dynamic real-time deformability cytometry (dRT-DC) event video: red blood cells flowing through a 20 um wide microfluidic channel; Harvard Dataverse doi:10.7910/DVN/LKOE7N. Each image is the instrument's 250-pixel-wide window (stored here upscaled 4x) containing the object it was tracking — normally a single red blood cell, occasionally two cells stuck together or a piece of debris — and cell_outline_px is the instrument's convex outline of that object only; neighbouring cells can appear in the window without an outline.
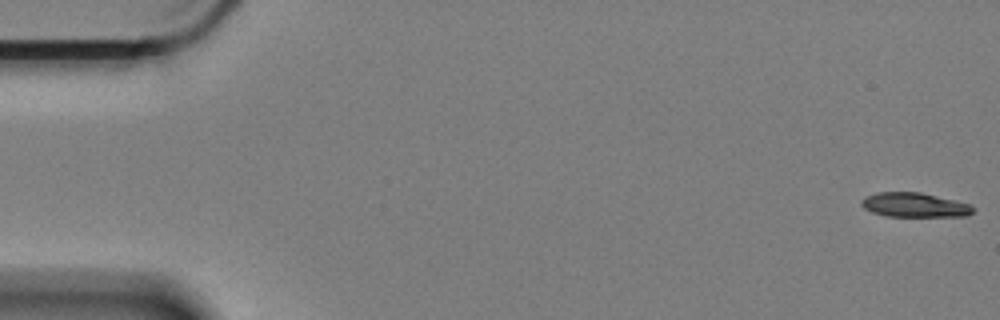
{"species": "Egyptian fruit bat (a non-hibernating species)", "species_latin": "Rousettus aegyptiacus", "temperature_condition": "cold", "stored_images_in_passage": 16, "camera_frame_rate_fps": 3000, "um_per_image_px": 0.085, "animal": {"sex": "female"}, "frame": {"image": 1, "passage_image": 1, "time_ms": 0.0, "image_size_px": [1000, 320], "cell_outline_px": [[976, 208], [968, 216], [884, 216], [872, 212], [864, 208], [860, 204], [860, 200], [864, 196], [876, 192], [920, 192], [968, 204]], "centroid_in_image_um": [77.67, 17.42], "position_along_channel_um": 7.3, "area_um2": 15.84}}
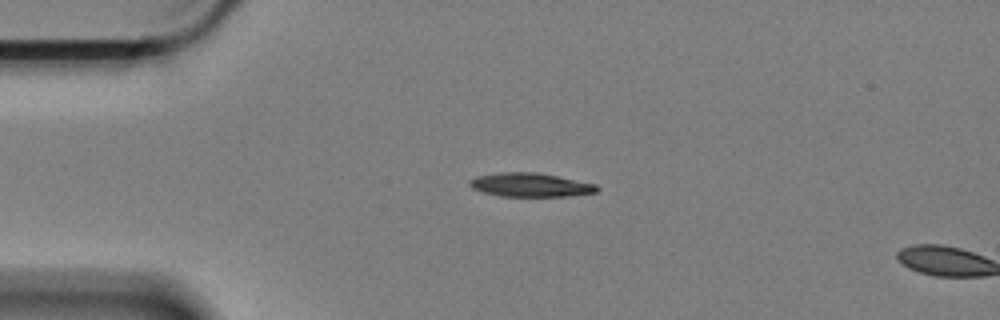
{"frame": {"image": 2, "passage_image": 14, "time_ms": 4.333, "image_size_px": [1000, 320], "cell_outline_px": [[600, 188], [596, 192], [572, 196], [500, 196], [484, 192], [472, 188], [468, 184], [468, 180], [476, 176], [500, 172], [536, 172], [596, 184]], "centroid_in_image_um": [45.06, 15.71], "position_along_channel_um": 39.9, "area_um2": 17.63}}